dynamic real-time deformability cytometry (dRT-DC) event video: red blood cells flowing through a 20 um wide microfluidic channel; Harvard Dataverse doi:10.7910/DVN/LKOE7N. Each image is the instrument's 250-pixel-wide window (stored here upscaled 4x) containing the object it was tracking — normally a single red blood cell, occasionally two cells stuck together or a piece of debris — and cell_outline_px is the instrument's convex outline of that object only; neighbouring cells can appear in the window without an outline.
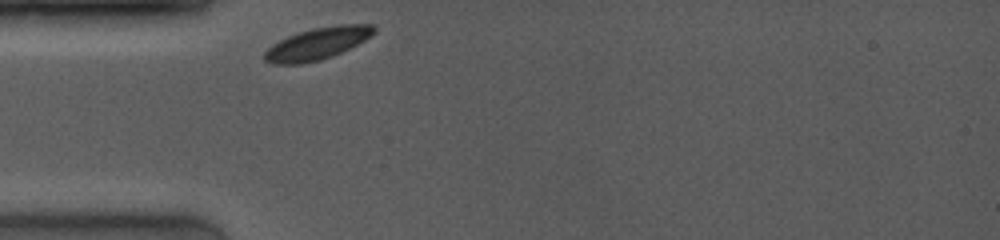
{"species": "common noctule bat (a hibernating species)", "species_latin": "Nyctalus noctula", "temperature_condition": "room temperature", "stored_images_in_passage": 1, "camera_frame_rate_fps": 4000, "um_per_image_px": 0.085, "animal": {"sex": "female", "body_mass_g": 19.0, "forearm_length_mm": 53.3}, "frame": {"image": 1, "passage_image": 1, "time_ms": 0.0, "image_size_px": [1000, 240], "cell_outline_px": [[376, 32], [372, 36], [332, 56], [320, 60], [300, 64], [272, 64], [264, 60], [264, 52], [272, 44], [288, 36], [312, 28], [340, 24], [372, 24], [376, 28]], "centroid_in_image_um": [26.98, 3.7], "position_along_channel_um": 58.0, "area_um2": 20.29}}